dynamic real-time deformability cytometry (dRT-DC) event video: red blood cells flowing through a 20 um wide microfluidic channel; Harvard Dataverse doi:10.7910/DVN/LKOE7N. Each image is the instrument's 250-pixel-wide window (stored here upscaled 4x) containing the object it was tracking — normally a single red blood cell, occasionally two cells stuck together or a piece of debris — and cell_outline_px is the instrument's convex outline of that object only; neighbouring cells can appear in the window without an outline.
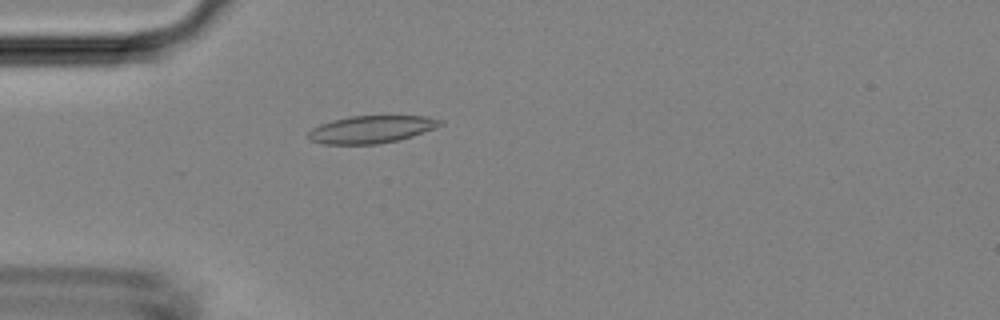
{"species": "Egyptian fruit bat (a non-hibernating species)", "species_latin": "Rousettus aegyptiacus", "temperature_condition": "room temperature", "stored_images_in_passage": 48, "camera_frame_rate_fps": 3000, "um_per_image_px": 0.085, "animal": {"sex": "female"}, "frame": {"image": 1, "passage_image": 14, "time_ms": 4.333, "image_size_px": [1000, 320], "cell_outline_px": [[444, 124], [436, 128], [400, 140], [376, 144], [324, 144], [308, 140], [308, 132], [312, 128], [320, 124], [332, 120], [348, 116], [428, 116], [444, 120]], "centroid_in_image_um": [31.59, 10.99], "position_along_channel_um": 53.4, "area_um2": 21.33}}
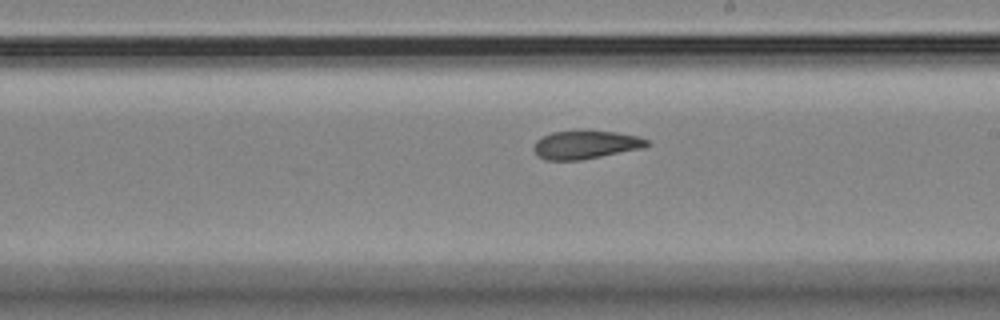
{"frame": {"image": 2, "passage_image": 28, "time_ms": 9.0, "image_size_px": [1000, 320], "cell_outline_px": [[652, 144], [644, 148], [580, 160], [544, 160], [536, 156], [532, 148], [536, 140], [552, 132], [580, 128], [584, 128], [616, 132], [640, 136], [648, 140]], "centroid_in_image_um": [49.78, 12.26], "position_along_channel_um": 239.2, "area_um2": 19.54}}
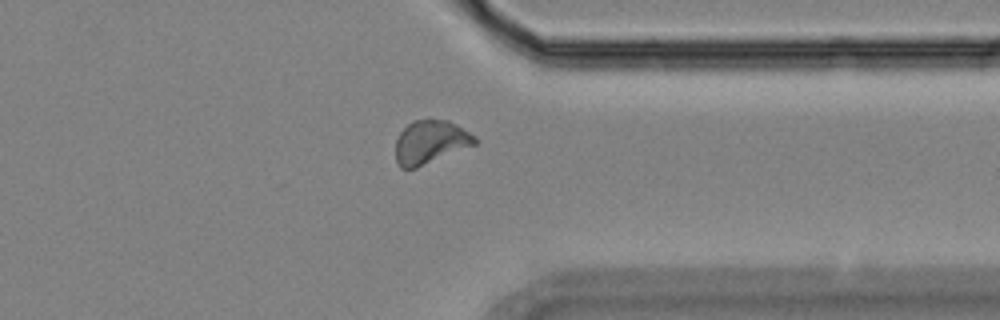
{"frame": {"image": 3, "passage_image": 38, "time_ms": 12.333, "image_size_px": [1000, 320], "cell_outline_px": [[476, 144], [416, 168], [400, 168], [396, 160], [396, 140], [400, 132], [412, 120], [448, 120], [456, 124], [476, 136]], "centroid_in_image_um": [36.57, 12.07], "position_along_channel_um": 374.8, "area_um2": 19.88}}